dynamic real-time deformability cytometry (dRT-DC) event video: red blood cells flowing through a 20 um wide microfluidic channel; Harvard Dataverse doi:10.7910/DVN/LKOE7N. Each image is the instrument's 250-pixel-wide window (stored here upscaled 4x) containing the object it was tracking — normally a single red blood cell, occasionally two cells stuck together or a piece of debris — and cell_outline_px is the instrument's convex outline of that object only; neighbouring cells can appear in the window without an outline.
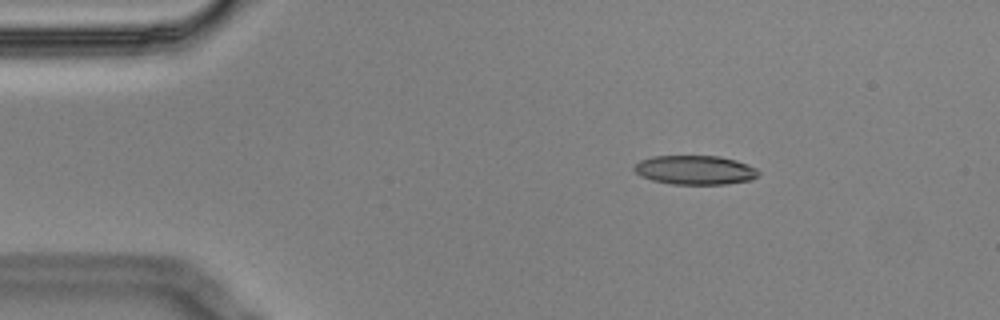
{"species": "Egyptian fruit bat (a non-hibernating species)", "species_latin": "Rousettus aegyptiacus", "temperature_condition": "cold", "stored_images_in_passage": 5, "camera_frame_rate_fps": 3000, "um_per_image_px": 0.085, "animal": {"sex": "male"}, "frame": {"image": 1, "passage_image": 2, "time_ms": 0.333, "image_size_px": [1000, 320], "cell_outline_px": [[760, 172], [752, 180], [724, 184], [672, 184], [652, 180], [640, 176], [632, 168], [640, 160], [652, 156], [720, 156], [736, 160], [756, 168]], "centroid_in_image_um": [59.06, 14.45], "position_along_channel_um": 25.9, "area_um2": 21.1}}
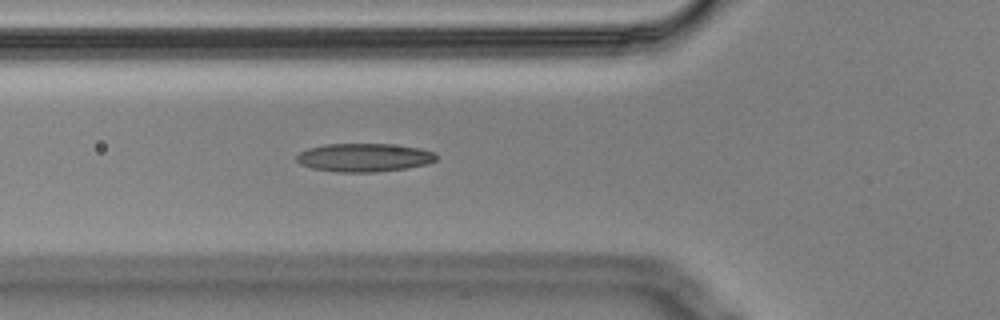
{"frame": {"image": 2, "passage_image": 5, "time_ms": 1.333, "image_size_px": [1000, 320], "cell_outline_px": [[436, 160], [428, 164], [404, 168], [376, 172], [336, 172], [312, 168], [300, 164], [296, 160], [296, 156], [300, 152], [308, 148], [324, 144], [388, 144], [420, 148], [436, 152]], "centroid_in_image_um": [30.94, 13.39], "position_along_channel_um": 94.9, "area_um2": 23.12}}